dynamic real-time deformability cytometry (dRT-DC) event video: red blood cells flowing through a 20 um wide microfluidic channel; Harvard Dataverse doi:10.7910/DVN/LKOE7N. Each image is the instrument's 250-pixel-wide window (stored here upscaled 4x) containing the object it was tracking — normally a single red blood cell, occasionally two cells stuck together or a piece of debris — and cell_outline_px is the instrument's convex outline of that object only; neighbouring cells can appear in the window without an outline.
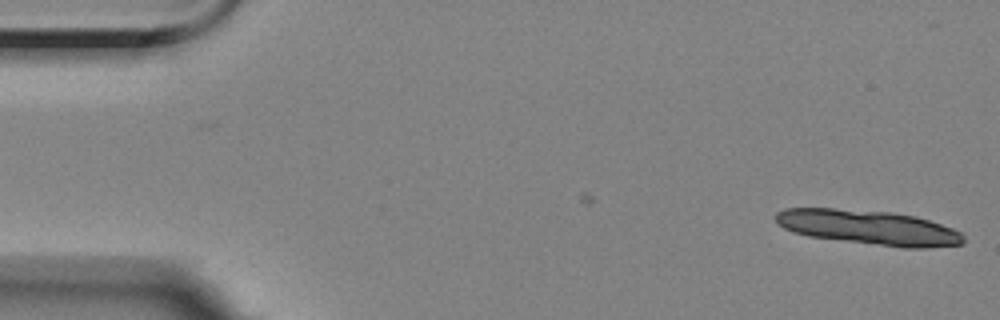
{"species": "Egyptian fruit bat (a non-hibernating species)", "species_latin": "Rousettus aegyptiacus", "temperature_condition": "room temperature", "stored_images_in_passage": 2, "camera_frame_rate_fps": 3000, "um_per_image_px": 0.085, "animal": {"sex": "female"}, "frame": {"image": 1, "passage_image": 2, "time_ms": 1.333, "image_size_px": [1000, 320], "cell_outline_px": [[964, 244], [924, 248], [904, 248], [808, 236], [792, 232], [776, 224], [776, 212], [784, 208], [832, 208], [888, 212], [916, 216], [952, 228], [960, 232], [964, 236]], "centroid_in_image_um": [73.82, 19.33], "position_along_channel_um": 11.2, "area_um2": 37.86}}